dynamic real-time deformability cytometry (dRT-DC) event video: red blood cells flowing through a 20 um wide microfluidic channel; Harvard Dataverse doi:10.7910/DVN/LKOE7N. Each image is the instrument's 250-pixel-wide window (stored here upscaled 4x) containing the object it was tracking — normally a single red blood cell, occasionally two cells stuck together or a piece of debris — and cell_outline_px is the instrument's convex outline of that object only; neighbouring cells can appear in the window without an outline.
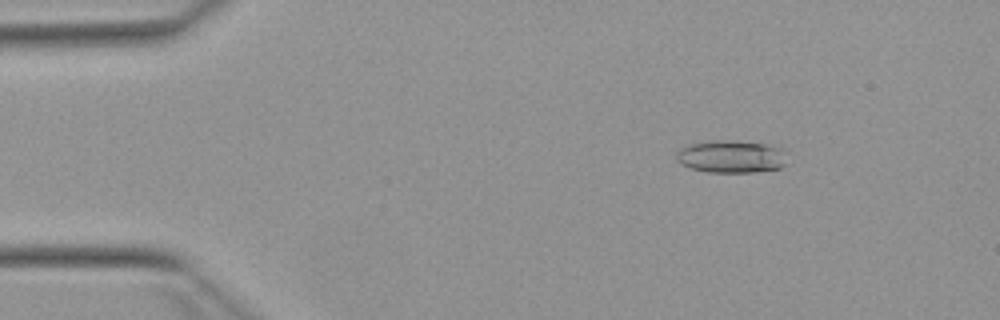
{"species": "Egyptian fruit bat (a non-hibernating species)", "species_latin": "Rousettus aegyptiacus", "temperature_condition": "warm", "stored_images_in_passage": 51, "camera_frame_rate_fps": 3000, "um_per_image_px": 0.085, "animal": {"sex": "female"}, "frame": {"image": 1, "passage_image": 7, "time_ms": 2.0, "image_size_px": [1000, 320], "cell_outline_px": [[788, 152], [784, 164], [780, 168], [756, 172], [708, 172], [692, 168], [680, 164], [676, 160], [676, 152], [680, 148], [688, 144], [712, 140], [736, 140], [768, 144], [784, 148]], "centroid_in_image_um": [62.18, 13.29], "position_along_channel_um": 22.8, "area_um2": 21.5}}
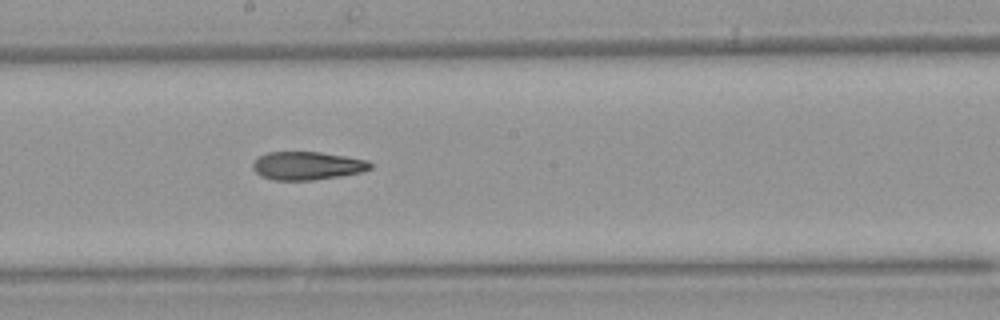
{"frame": {"image": 2, "passage_image": 28, "time_ms": 9.0, "image_size_px": [1000, 320], "cell_outline_px": [[372, 168], [360, 172], [340, 176], [312, 180], [272, 180], [260, 176], [252, 168], [252, 164], [260, 156], [268, 152], [320, 152], [368, 160], [372, 164]], "centroid_in_image_um": [26.1, 14.09], "position_along_channel_um": 222.1, "area_um2": 19.25}}
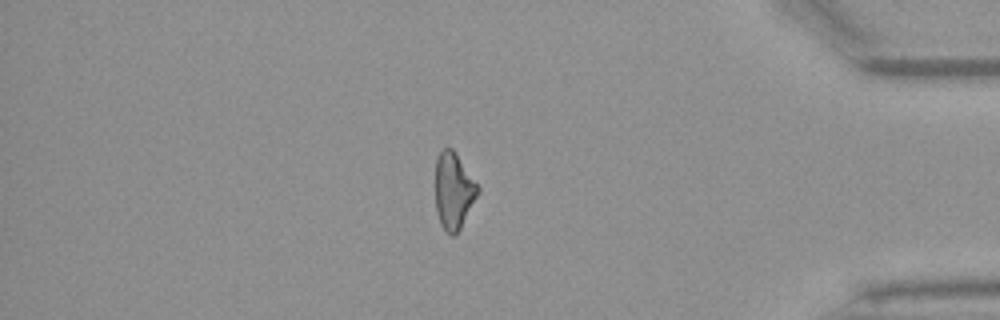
{"frame": {"image": 3, "passage_image": 44, "time_ms": 14.333, "image_size_px": [1000, 320], "cell_outline_px": [[480, 192], [456, 236], [452, 236], [440, 224], [436, 212], [436, 160], [440, 152], [444, 148], [452, 148], [456, 152], [480, 188]], "centroid_in_image_um": [38.57, 16.23], "position_along_channel_um": 396.6, "area_um2": 18.96}, "authors_computed_cell_mechanics": {"area_um2": 20.0566, "velocity_mm_per_s": 3.9299, "shape_relaxation_time_tau1_ms": null, "shape_relaxation_time_tau2_ms": 6.2691, "deformation_change_tau1": null, "deformation_change_tau2": 0.1752}}